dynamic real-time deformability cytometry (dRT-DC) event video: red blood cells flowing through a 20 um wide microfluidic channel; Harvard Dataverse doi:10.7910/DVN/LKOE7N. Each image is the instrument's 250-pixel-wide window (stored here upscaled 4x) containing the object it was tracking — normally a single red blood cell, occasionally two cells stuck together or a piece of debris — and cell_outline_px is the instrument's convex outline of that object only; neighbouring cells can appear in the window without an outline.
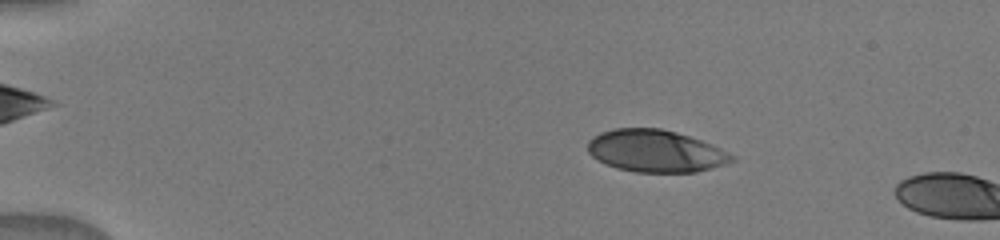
{"species": "human", "species_latin": "Homo sapiens", "temperature_condition": "warm", "stored_images_in_passage": 19, "camera_frame_rate_fps": 3000, "um_per_image_px": 0.085, "donor": {"sex": "male"}, "frame": {"image": 1, "passage_image": 14, "time_ms": 3.0, "image_size_px": [1000, 240], "cell_outline_px": [[736, 160], [712, 168], [696, 172], [636, 172], [616, 168], [604, 164], [592, 156], [588, 152], [588, 140], [592, 136], [600, 132], [612, 128], [660, 128], [676, 132], [712, 144], [736, 156]], "centroid_in_image_um": [55.7, 12.83], "position_along_channel_um": 29.3, "area_um2": 35.6}}